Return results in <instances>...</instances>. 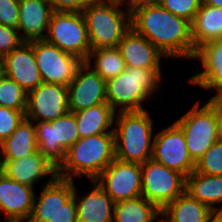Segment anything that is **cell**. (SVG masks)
<instances>
[{
  "label": "cell",
  "mask_w": 222,
  "mask_h": 222,
  "mask_svg": "<svg viewBox=\"0 0 222 222\" xmlns=\"http://www.w3.org/2000/svg\"><path fill=\"white\" fill-rule=\"evenodd\" d=\"M214 100L222 107V92Z\"/></svg>",
  "instance_id": "7bdbcfd3"
},
{
  "label": "cell",
  "mask_w": 222,
  "mask_h": 222,
  "mask_svg": "<svg viewBox=\"0 0 222 222\" xmlns=\"http://www.w3.org/2000/svg\"><path fill=\"white\" fill-rule=\"evenodd\" d=\"M69 112L67 86L41 83L27 92L26 119L52 121Z\"/></svg>",
  "instance_id": "4fadbf2b"
},
{
  "label": "cell",
  "mask_w": 222,
  "mask_h": 222,
  "mask_svg": "<svg viewBox=\"0 0 222 222\" xmlns=\"http://www.w3.org/2000/svg\"><path fill=\"white\" fill-rule=\"evenodd\" d=\"M74 114L80 138L102 133H114L112 126H114L116 112L108 103L98 104Z\"/></svg>",
  "instance_id": "484cf974"
},
{
  "label": "cell",
  "mask_w": 222,
  "mask_h": 222,
  "mask_svg": "<svg viewBox=\"0 0 222 222\" xmlns=\"http://www.w3.org/2000/svg\"><path fill=\"white\" fill-rule=\"evenodd\" d=\"M45 40L85 62L91 51L82 12L53 11Z\"/></svg>",
  "instance_id": "ba28073f"
},
{
  "label": "cell",
  "mask_w": 222,
  "mask_h": 222,
  "mask_svg": "<svg viewBox=\"0 0 222 222\" xmlns=\"http://www.w3.org/2000/svg\"><path fill=\"white\" fill-rule=\"evenodd\" d=\"M105 87L106 81L86 62H83L67 86L69 111L75 113L107 103Z\"/></svg>",
  "instance_id": "5bb4252c"
},
{
  "label": "cell",
  "mask_w": 222,
  "mask_h": 222,
  "mask_svg": "<svg viewBox=\"0 0 222 222\" xmlns=\"http://www.w3.org/2000/svg\"><path fill=\"white\" fill-rule=\"evenodd\" d=\"M123 2L127 7L131 8L132 6L139 4V3H145V2H157V0H120Z\"/></svg>",
  "instance_id": "ab89813d"
},
{
  "label": "cell",
  "mask_w": 222,
  "mask_h": 222,
  "mask_svg": "<svg viewBox=\"0 0 222 222\" xmlns=\"http://www.w3.org/2000/svg\"><path fill=\"white\" fill-rule=\"evenodd\" d=\"M131 28L148 39L167 58H194L191 23L158 2L139 3L130 8Z\"/></svg>",
  "instance_id": "6da1fadb"
},
{
  "label": "cell",
  "mask_w": 222,
  "mask_h": 222,
  "mask_svg": "<svg viewBox=\"0 0 222 222\" xmlns=\"http://www.w3.org/2000/svg\"><path fill=\"white\" fill-rule=\"evenodd\" d=\"M38 151L33 121L24 119L16 130L0 143V161H12Z\"/></svg>",
  "instance_id": "cb8c5ba5"
},
{
  "label": "cell",
  "mask_w": 222,
  "mask_h": 222,
  "mask_svg": "<svg viewBox=\"0 0 222 222\" xmlns=\"http://www.w3.org/2000/svg\"><path fill=\"white\" fill-rule=\"evenodd\" d=\"M0 24L18 28L19 0H0Z\"/></svg>",
  "instance_id": "e575fe53"
},
{
  "label": "cell",
  "mask_w": 222,
  "mask_h": 222,
  "mask_svg": "<svg viewBox=\"0 0 222 222\" xmlns=\"http://www.w3.org/2000/svg\"><path fill=\"white\" fill-rule=\"evenodd\" d=\"M114 159V133L83 137L67 150L57 177L74 181L75 176L83 175L93 181Z\"/></svg>",
  "instance_id": "7a4b0ae2"
},
{
  "label": "cell",
  "mask_w": 222,
  "mask_h": 222,
  "mask_svg": "<svg viewBox=\"0 0 222 222\" xmlns=\"http://www.w3.org/2000/svg\"><path fill=\"white\" fill-rule=\"evenodd\" d=\"M117 113L113 126L115 158L143 164L152 156L153 118L146 110Z\"/></svg>",
  "instance_id": "3957f363"
},
{
  "label": "cell",
  "mask_w": 222,
  "mask_h": 222,
  "mask_svg": "<svg viewBox=\"0 0 222 222\" xmlns=\"http://www.w3.org/2000/svg\"><path fill=\"white\" fill-rule=\"evenodd\" d=\"M156 220L157 219H155L153 222H167L166 218L162 214L158 217V221Z\"/></svg>",
  "instance_id": "ee69618b"
},
{
  "label": "cell",
  "mask_w": 222,
  "mask_h": 222,
  "mask_svg": "<svg viewBox=\"0 0 222 222\" xmlns=\"http://www.w3.org/2000/svg\"><path fill=\"white\" fill-rule=\"evenodd\" d=\"M185 192L210 209H222L216 206L222 203V175H206L194 170L186 177Z\"/></svg>",
  "instance_id": "d4e9b609"
},
{
  "label": "cell",
  "mask_w": 222,
  "mask_h": 222,
  "mask_svg": "<svg viewBox=\"0 0 222 222\" xmlns=\"http://www.w3.org/2000/svg\"><path fill=\"white\" fill-rule=\"evenodd\" d=\"M53 11L82 12L84 6L78 0H48Z\"/></svg>",
  "instance_id": "8d00e7d4"
},
{
  "label": "cell",
  "mask_w": 222,
  "mask_h": 222,
  "mask_svg": "<svg viewBox=\"0 0 222 222\" xmlns=\"http://www.w3.org/2000/svg\"><path fill=\"white\" fill-rule=\"evenodd\" d=\"M183 131L188 153L196 162L218 139L215 120V100L209 99L193 107L174 121Z\"/></svg>",
  "instance_id": "8992f818"
},
{
  "label": "cell",
  "mask_w": 222,
  "mask_h": 222,
  "mask_svg": "<svg viewBox=\"0 0 222 222\" xmlns=\"http://www.w3.org/2000/svg\"><path fill=\"white\" fill-rule=\"evenodd\" d=\"M207 222H222V209H211Z\"/></svg>",
  "instance_id": "f35d334b"
},
{
  "label": "cell",
  "mask_w": 222,
  "mask_h": 222,
  "mask_svg": "<svg viewBox=\"0 0 222 222\" xmlns=\"http://www.w3.org/2000/svg\"><path fill=\"white\" fill-rule=\"evenodd\" d=\"M24 42L17 29L0 24V58L3 59Z\"/></svg>",
  "instance_id": "836d02e7"
},
{
  "label": "cell",
  "mask_w": 222,
  "mask_h": 222,
  "mask_svg": "<svg viewBox=\"0 0 222 222\" xmlns=\"http://www.w3.org/2000/svg\"><path fill=\"white\" fill-rule=\"evenodd\" d=\"M216 130L219 140H222V107L215 101Z\"/></svg>",
  "instance_id": "74e56055"
},
{
  "label": "cell",
  "mask_w": 222,
  "mask_h": 222,
  "mask_svg": "<svg viewBox=\"0 0 222 222\" xmlns=\"http://www.w3.org/2000/svg\"><path fill=\"white\" fill-rule=\"evenodd\" d=\"M3 74V59L0 58V76Z\"/></svg>",
  "instance_id": "f6af8a7d"
},
{
  "label": "cell",
  "mask_w": 222,
  "mask_h": 222,
  "mask_svg": "<svg viewBox=\"0 0 222 222\" xmlns=\"http://www.w3.org/2000/svg\"><path fill=\"white\" fill-rule=\"evenodd\" d=\"M85 62L105 81L116 77L126 69L125 61L117 47L91 49Z\"/></svg>",
  "instance_id": "f1b7e54d"
},
{
  "label": "cell",
  "mask_w": 222,
  "mask_h": 222,
  "mask_svg": "<svg viewBox=\"0 0 222 222\" xmlns=\"http://www.w3.org/2000/svg\"><path fill=\"white\" fill-rule=\"evenodd\" d=\"M161 69L126 67L116 77L106 81L108 105L117 112L145 110L143 102L150 100L159 90L162 81ZM158 88V89H157Z\"/></svg>",
  "instance_id": "277c9868"
},
{
  "label": "cell",
  "mask_w": 222,
  "mask_h": 222,
  "mask_svg": "<svg viewBox=\"0 0 222 222\" xmlns=\"http://www.w3.org/2000/svg\"><path fill=\"white\" fill-rule=\"evenodd\" d=\"M74 181L60 177L49 178L40 196L34 197L33 209L30 215L32 222H49L55 213L73 197ZM38 199V200H36Z\"/></svg>",
  "instance_id": "e0dca14e"
},
{
  "label": "cell",
  "mask_w": 222,
  "mask_h": 222,
  "mask_svg": "<svg viewBox=\"0 0 222 222\" xmlns=\"http://www.w3.org/2000/svg\"><path fill=\"white\" fill-rule=\"evenodd\" d=\"M3 73L27 92L43 83L34 55L33 41L24 42L3 58Z\"/></svg>",
  "instance_id": "2e32d148"
},
{
  "label": "cell",
  "mask_w": 222,
  "mask_h": 222,
  "mask_svg": "<svg viewBox=\"0 0 222 222\" xmlns=\"http://www.w3.org/2000/svg\"><path fill=\"white\" fill-rule=\"evenodd\" d=\"M210 211L208 206L184 192L168 203L161 214L167 222H207Z\"/></svg>",
  "instance_id": "4316f807"
},
{
  "label": "cell",
  "mask_w": 222,
  "mask_h": 222,
  "mask_svg": "<svg viewBox=\"0 0 222 222\" xmlns=\"http://www.w3.org/2000/svg\"><path fill=\"white\" fill-rule=\"evenodd\" d=\"M16 222H32L30 219H24V220H19V221H16Z\"/></svg>",
  "instance_id": "bcb514c9"
},
{
  "label": "cell",
  "mask_w": 222,
  "mask_h": 222,
  "mask_svg": "<svg viewBox=\"0 0 222 222\" xmlns=\"http://www.w3.org/2000/svg\"><path fill=\"white\" fill-rule=\"evenodd\" d=\"M93 187L86 195L77 194L74 187L73 197L77 207L78 222H113L114 202L106 191L95 181Z\"/></svg>",
  "instance_id": "7402d4cb"
},
{
  "label": "cell",
  "mask_w": 222,
  "mask_h": 222,
  "mask_svg": "<svg viewBox=\"0 0 222 222\" xmlns=\"http://www.w3.org/2000/svg\"><path fill=\"white\" fill-rule=\"evenodd\" d=\"M117 48L126 67L161 69L160 59H167L148 39L136 33L132 28L122 37Z\"/></svg>",
  "instance_id": "d6986e66"
},
{
  "label": "cell",
  "mask_w": 222,
  "mask_h": 222,
  "mask_svg": "<svg viewBox=\"0 0 222 222\" xmlns=\"http://www.w3.org/2000/svg\"><path fill=\"white\" fill-rule=\"evenodd\" d=\"M151 159L180 172L185 177L195 169V162L188 153L184 133L175 122L154 135Z\"/></svg>",
  "instance_id": "8fae6325"
},
{
  "label": "cell",
  "mask_w": 222,
  "mask_h": 222,
  "mask_svg": "<svg viewBox=\"0 0 222 222\" xmlns=\"http://www.w3.org/2000/svg\"><path fill=\"white\" fill-rule=\"evenodd\" d=\"M0 107L26 111L27 91L4 73L0 76Z\"/></svg>",
  "instance_id": "f546056e"
},
{
  "label": "cell",
  "mask_w": 222,
  "mask_h": 222,
  "mask_svg": "<svg viewBox=\"0 0 222 222\" xmlns=\"http://www.w3.org/2000/svg\"><path fill=\"white\" fill-rule=\"evenodd\" d=\"M49 222H78L77 221V207L74 197L68 200L60 209L55 213Z\"/></svg>",
  "instance_id": "d590c367"
},
{
  "label": "cell",
  "mask_w": 222,
  "mask_h": 222,
  "mask_svg": "<svg viewBox=\"0 0 222 222\" xmlns=\"http://www.w3.org/2000/svg\"><path fill=\"white\" fill-rule=\"evenodd\" d=\"M161 215V209L142 195L115 202L113 222H153Z\"/></svg>",
  "instance_id": "83f0119b"
},
{
  "label": "cell",
  "mask_w": 222,
  "mask_h": 222,
  "mask_svg": "<svg viewBox=\"0 0 222 222\" xmlns=\"http://www.w3.org/2000/svg\"><path fill=\"white\" fill-rule=\"evenodd\" d=\"M120 0L84 7L82 14L87 25L88 39L91 49L117 47L122 37L131 28L130 8Z\"/></svg>",
  "instance_id": "5b68a950"
},
{
  "label": "cell",
  "mask_w": 222,
  "mask_h": 222,
  "mask_svg": "<svg viewBox=\"0 0 222 222\" xmlns=\"http://www.w3.org/2000/svg\"><path fill=\"white\" fill-rule=\"evenodd\" d=\"M34 197V188L19 183L0 171V213L5 215V222L29 219Z\"/></svg>",
  "instance_id": "9a60e30c"
},
{
  "label": "cell",
  "mask_w": 222,
  "mask_h": 222,
  "mask_svg": "<svg viewBox=\"0 0 222 222\" xmlns=\"http://www.w3.org/2000/svg\"><path fill=\"white\" fill-rule=\"evenodd\" d=\"M34 55L44 83L68 86L78 67V57L66 53L45 39L33 41Z\"/></svg>",
  "instance_id": "30bf717a"
},
{
  "label": "cell",
  "mask_w": 222,
  "mask_h": 222,
  "mask_svg": "<svg viewBox=\"0 0 222 222\" xmlns=\"http://www.w3.org/2000/svg\"><path fill=\"white\" fill-rule=\"evenodd\" d=\"M194 59H198L203 71L194 74L187 81L189 84L215 89L210 99H215L222 92V39L205 43L195 52Z\"/></svg>",
  "instance_id": "ac0fdd59"
},
{
  "label": "cell",
  "mask_w": 222,
  "mask_h": 222,
  "mask_svg": "<svg viewBox=\"0 0 222 222\" xmlns=\"http://www.w3.org/2000/svg\"><path fill=\"white\" fill-rule=\"evenodd\" d=\"M0 171L7 177L32 188L45 176L57 177V168L37 151L12 161H0Z\"/></svg>",
  "instance_id": "ffe728a7"
},
{
  "label": "cell",
  "mask_w": 222,
  "mask_h": 222,
  "mask_svg": "<svg viewBox=\"0 0 222 222\" xmlns=\"http://www.w3.org/2000/svg\"><path fill=\"white\" fill-rule=\"evenodd\" d=\"M53 9L48 0H19L17 30L25 42L45 39Z\"/></svg>",
  "instance_id": "44dd1931"
},
{
  "label": "cell",
  "mask_w": 222,
  "mask_h": 222,
  "mask_svg": "<svg viewBox=\"0 0 222 222\" xmlns=\"http://www.w3.org/2000/svg\"><path fill=\"white\" fill-rule=\"evenodd\" d=\"M142 196L161 210L185 192L186 177L152 159L141 164Z\"/></svg>",
  "instance_id": "9c48e42d"
},
{
  "label": "cell",
  "mask_w": 222,
  "mask_h": 222,
  "mask_svg": "<svg viewBox=\"0 0 222 222\" xmlns=\"http://www.w3.org/2000/svg\"><path fill=\"white\" fill-rule=\"evenodd\" d=\"M95 181L114 203L142 195L141 164L124 162L115 158Z\"/></svg>",
  "instance_id": "7c38bea8"
},
{
  "label": "cell",
  "mask_w": 222,
  "mask_h": 222,
  "mask_svg": "<svg viewBox=\"0 0 222 222\" xmlns=\"http://www.w3.org/2000/svg\"><path fill=\"white\" fill-rule=\"evenodd\" d=\"M157 2L172 14L192 23L202 0H157Z\"/></svg>",
  "instance_id": "1f68e13d"
},
{
  "label": "cell",
  "mask_w": 222,
  "mask_h": 222,
  "mask_svg": "<svg viewBox=\"0 0 222 222\" xmlns=\"http://www.w3.org/2000/svg\"><path fill=\"white\" fill-rule=\"evenodd\" d=\"M194 55L207 42L222 39V8L201 3L191 23Z\"/></svg>",
  "instance_id": "603a6c76"
},
{
  "label": "cell",
  "mask_w": 222,
  "mask_h": 222,
  "mask_svg": "<svg viewBox=\"0 0 222 222\" xmlns=\"http://www.w3.org/2000/svg\"><path fill=\"white\" fill-rule=\"evenodd\" d=\"M84 7L90 6V5H95V4H100L103 2H106L107 0H78Z\"/></svg>",
  "instance_id": "60d3db41"
},
{
  "label": "cell",
  "mask_w": 222,
  "mask_h": 222,
  "mask_svg": "<svg viewBox=\"0 0 222 222\" xmlns=\"http://www.w3.org/2000/svg\"><path fill=\"white\" fill-rule=\"evenodd\" d=\"M196 172L206 175H222V140L214 142L195 162Z\"/></svg>",
  "instance_id": "4dcf8cb0"
},
{
  "label": "cell",
  "mask_w": 222,
  "mask_h": 222,
  "mask_svg": "<svg viewBox=\"0 0 222 222\" xmlns=\"http://www.w3.org/2000/svg\"><path fill=\"white\" fill-rule=\"evenodd\" d=\"M38 151L57 169L63 163L67 150L79 139L74 112H68L56 120L36 124Z\"/></svg>",
  "instance_id": "52a82bcc"
},
{
  "label": "cell",
  "mask_w": 222,
  "mask_h": 222,
  "mask_svg": "<svg viewBox=\"0 0 222 222\" xmlns=\"http://www.w3.org/2000/svg\"><path fill=\"white\" fill-rule=\"evenodd\" d=\"M25 118V111L0 107V143L16 130Z\"/></svg>",
  "instance_id": "d6a6232c"
},
{
  "label": "cell",
  "mask_w": 222,
  "mask_h": 222,
  "mask_svg": "<svg viewBox=\"0 0 222 222\" xmlns=\"http://www.w3.org/2000/svg\"><path fill=\"white\" fill-rule=\"evenodd\" d=\"M202 3H205L213 7L222 8V0H202Z\"/></svg>",
  "instance_id": "b9f144b4"
}]
</instances>
